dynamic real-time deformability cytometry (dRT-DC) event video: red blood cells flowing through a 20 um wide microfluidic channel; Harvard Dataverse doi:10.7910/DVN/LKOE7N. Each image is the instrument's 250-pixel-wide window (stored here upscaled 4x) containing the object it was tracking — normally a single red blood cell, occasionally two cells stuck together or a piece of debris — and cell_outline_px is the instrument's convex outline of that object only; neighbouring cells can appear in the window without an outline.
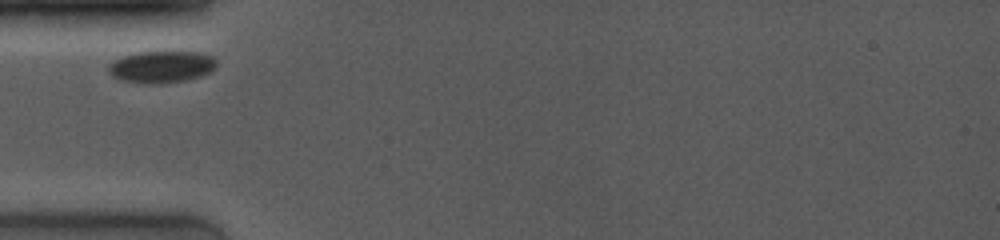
{"species": "common noctule bat (a hibernating species)", "species_latin": "Nyctalus noctula", "temperature_condition": "room temperature", "stored_images_in_passage": 5, "camera_frame_rate_fps": 4000, "um_per_image_px": 0.085, "animal": {"sex": "female", "body_mass_g": 19.0, "forearm_length_mm": 53.3}, "frame": {"image": 1, "passage_image": 1, "time_ms": 0.0, "image_size_px": [1000, 240], "cell_outline_px": [[216, 64], [212, 72], [188, 80], [152, 84], [148, 84], [120, 80], [112, 76], [108, 68], [108, 64], [124, 56], [136, 52], [200, 52], [212, 56], [216, 60]], "centroid_in_image_um": [13.74, 5.68], "position_along_channel_um": 71.3, "area_um2": 20.06}}